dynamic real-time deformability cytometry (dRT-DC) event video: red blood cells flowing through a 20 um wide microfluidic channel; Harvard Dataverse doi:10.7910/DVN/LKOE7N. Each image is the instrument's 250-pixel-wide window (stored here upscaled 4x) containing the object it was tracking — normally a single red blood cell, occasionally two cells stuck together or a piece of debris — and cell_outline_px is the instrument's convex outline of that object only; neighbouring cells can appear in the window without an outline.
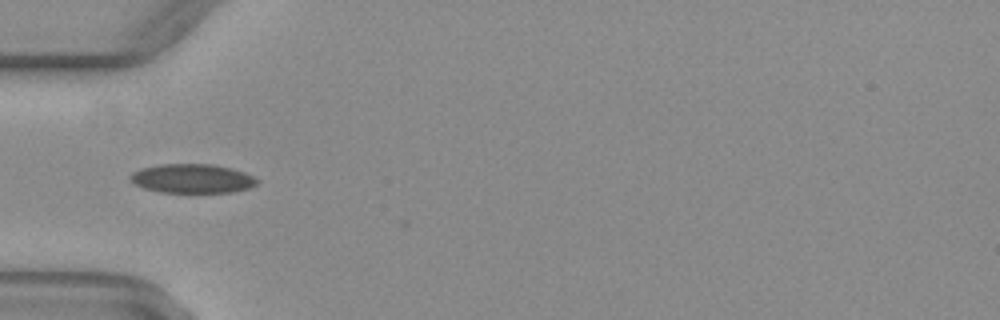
{"species": "common noctule bat (a hibernating species)", "species_latin": "Nyctalus noctula", "temperature_condition": "warm", "stored_images_in_passage": 2, "camera_frame_rate_fps": 3000, "um_per_image_px": 0.085, "animal": {"sex": "female", "body_mass_g": 29.2, "forearm_length_mm": 56.3}, "frame": {"image": 1, "passage_image": 1, "time_ms": 0.0, "image_size_px": [1000, 320], "cell_outline_px": [[260, 180], [256, 184], [248, 188], [232, 192], [160, 192], [144, 188], [136, 184], [128, 176], [132, 172], [140, 168], [160, 164], [212, 164], [232, 168], [244, 172]], "centroid_in_image_um": [16.34, 15.16], "position_along_channel_um": 68.7, "area_um2": 21.44}}